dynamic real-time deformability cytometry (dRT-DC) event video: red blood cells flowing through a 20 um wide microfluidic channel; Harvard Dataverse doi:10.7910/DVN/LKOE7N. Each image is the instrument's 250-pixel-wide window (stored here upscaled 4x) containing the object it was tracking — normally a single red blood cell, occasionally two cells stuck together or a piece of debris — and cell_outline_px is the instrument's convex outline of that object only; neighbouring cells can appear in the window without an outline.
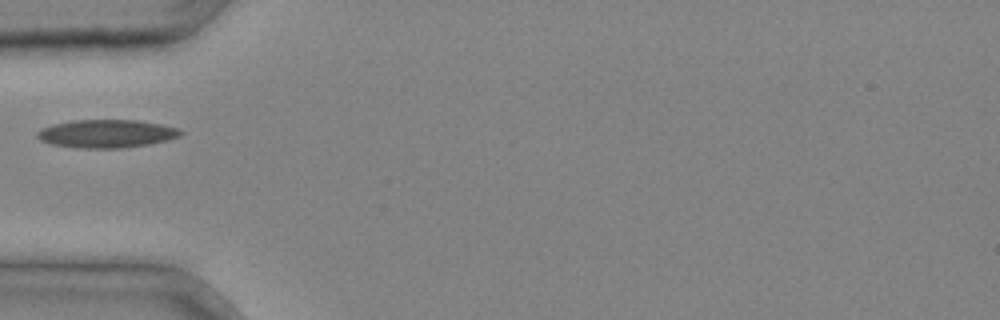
{"species": "common noctule bat (a hibernating species)", "species_latin": "Nyctalus noctula", "temperature_condition": "cold", "stored_images_in_passage": 1, "camera_frame_rate_fps": 3000, "um_per_image_px": 0.085, "animal": {"sex": "male", "body_mass_g": 20.4}, "frame": {"image": 1, "passage_image": 1, "time_ms": 0.0, "image_size_px": [1000, 320], "cell_outline_px": [[184, 132], [180, 136], [168, 140], [148, 144], [124, 148], [84, 148], [52, 144], [40, 140], [36, 136], [36, 132], [40, 128], [52, 124], [72, 120], [136, 120], [160, 124], [180, 128]], "centroid_in_image_um": [9.06, 11.35], "position_along_channel_um": 75.9, "area_um2": 23.58}}